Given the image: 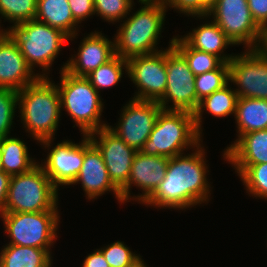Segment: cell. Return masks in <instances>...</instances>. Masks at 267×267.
<instances>
[{
	"label": "cell",
	"instance_id": "obj_1",
	"mask_svg": "<svg viewBox=\"0 0 267 267\" xmlns=\"http://www.w3.org/2000/svg\"><path fill=\"white\" fill-rule=\"evenodd\" d=\"M203 141L193 153L169 158L166 176L155 192L143 203L146 207L186 210L210 201L211 185Z\"/></svg>",
	"mask_w": 267,
	"mask_h": 267
},
{
	"label": "cell",
	"instance_id": "obj_2",
	"mask_svg": "<svg viewBox=\"0 0 267 267\" xmlns=\"http://www.w3.org/2000/svg\"><path fill=\"white\" fill-rule=\"evenodd\" d=\"M140 9L132 15L130 12L119 25L114 35L115 55L129 59L134 56L149 55L158 49L162 28L165 22L166 8L161 0H138ZM143 4V5H142Z\"/></svg>",
	"mask_w": 267,
	"mask_h": 267
},
{
	"label": "cell",
	"instance_id": "obj_3",
	"mask_svg": "<svg viewBox=\"0 0 267 267\" xmlns=\"http://www.w3.org/2000/svg\"><path fill=\"white\" fill-rule=\"evenodd\" d=\"M18 109L25 132L34 140L56 139L61 117L57 85L49 77H39L18 91Z\"/></svg>",
	"mask_w": 267,
	"mask_h": 267
},
{
	"label": "cell",
	"instance_id": "obj_4",
	"mask_svg": "<svg viewBox=\"0 0 267 267\" xmlns=\"http://www.w3.org/2000/svg\"><path fill=\"white\" fill-rule=\"evenodd\" d=\"M202 138L196 129L194 114L162 109L140 151L145 155L172 158L195 148Z\"/></svg>",
	"mask_w": 267,
	"mask_h": 267
},
{
	"label": "cell",
	"instance_id": "obj_5",
	"mask_svg": "<svg viewBox=\"0 0 267 267\" xmlns=\"http://www.w3.org/2000/svg\"><path fill=\"white\" fill-rule=\"evenodd\" d=\"M60 73V83L57 88L60 94L61 110L79 127L81 134H89L107 127L102 121L104 102L99 92L91 85L86 77L71 75L65 70Z\"/></svg>",
	"mask_w": 267,
	"mask_h": 267
},
{
	"label": "cell",
	"instance_id": "obj_6",
	"mask_svg": "<svg viewBox=\"0 0 267 267\" xmlns=\"http://www.w3.org/2000/svg\"><path fill=\"white\" fill-rule=\"evenodd\" d=\"M8 33L17 42L27 64L35 71L40 67V77H48L54 60L60 54L69 36L62 30L37 20L22 22L7 28ZM48 71V72H47Z\"/></svg>",
	"mask_w": 267,
	"mask_h": 267
},
{
	"label": "cell",
	"instance_id": "obj_7",
	"mask_svg": "<svg viewBox=\"0 0 267 267\" xmlns=\"http://www.w3.org/2000/svg\"><path fill=\"white\" fill-rule=\"evenodd\" d=\"M58 190L39 162L30 171L10 177L0 213L58 211Z\"/></svg>",
	"mask_w": 267,
	"mask_h": 267
},
{
	"label": "cell",
	"instance_id": "obj_8",
	"mask_svg": "<svg viewBox=\"0 0 267 267\" xmlns=\"http://www.w3.org/2000/svg\"><path fill=\"white\" fill-rule=\"evenodd\" d=\"M8 244L51 249L60 223L59 211L0 213Z\"/></svg>",
	"mask_w": 267,
	"mask_h": 267
},
{
	"label": "cell",
	"instance_id": "obj_9",
	"mask_svg": "<svg viewBox=\"0 0 267 267\" xmlns=\"http://www.w3.org/2000/svg\"><path fill=\"white\" fill-rule=\"evenodd\" d=\"M210 17L235 45L258 48L263 29L253 19L247 0H218L208 16H196L201 20Z\"/></svg>",
	"mask_w": 267,
	"mask_h": 267
},
{
	"label": "cell",
	"instance_id": "obj_10",
	"mask_svg": "<svg viewBox=\"0 0 267 267\" xmlns=\"http://www.w3.org/2000/svg\"><path fill=\"white\" fill-rule=\"evenodd\" d=\"M173 38L166 47L167 86L158 104L164 110L186 111L194 114L197 110L195 75L185 58L172 46ZM169 103L173 104L169 105Z\"/></svg>",
	"mask_w": 267,
	"mask_h": 267
},
{
	"label": "cell",
	"instance_id": "obj_11",
	"mask_svg": "<svg viewBox=\"0 0 267 267\" xmlns=\"http://www.w3.org/2000/svg\"><path fill=\"white\" fill-rule=\"evenodd\" d=\"M127 76L138 90L133 99L158 102L167 86L166 49L127 59Z\"/></svg>",
	"mask_w": 267,
	"mask_h": 267
},
{
	"label": "cell",
	"instance_id": "obj_12",
	"mask_svg": "<svg viewBox=\"0 0 267 267\" xmlns=\"http://www.w3.org/2000/svg\"><path fill=\"white\" fill-rule=\"evenodd\" d=\"M162 110L157 101L133 99L123 106L118 124L107 125L128 146L140 151L153 130Z\"/></svg>",
	"mask_w": 267,
	"mask_h": 267
},
{
	"label": "cell",
	"instance_id": "obj_13",
	"mask_svg": "<svg viewBox=\"0 0 267 267\" xmlns=\"http://www.w3.org/2000/svg\"><path fill=\"white\" fill-rule=\"evenodd\" d=\"M229 65V82L238 97L267 100V59L257 49H245Z\"/></svg>",
	"mask_w": 267,
	"mask_h": 267
},
{
	"label": "cell",
	"instance_id": "obj_14",
	"mask_svg": "<svg viewBox=\"0 0 267 267\" xmlns=\"http://www.w3.org/2000/svg\"><path fill=\"white\" fill-rule=\"evenodd\" d=\"M53 141L54 139H45L39 142L40 145H43L42 148H48L47 157L43 160L44 162L41 160L40 165L58 189L64 185L71 186L84 161L85 135L79 143L72 140H63L61 143L52 146Z\"/></svg>",
	"mask_w": 267,
	"mask_h": 267
},
{
	"label": "cell",
	"instance_id": "obj_15",
	"mask_svg": "<svg viewBox=\"0 0 267 267\" xmlns=\"http://www.w3.org/2000/svg\"><path fill=\"white\" fill-rule=\"evenodd\" d=\"M88 136L101 152L111 182L121 191L127 185L132 161L137 151L128 146L108 126Z\"/></svg>",
	"mask_w": 267,
	"mask_h": 267
},
{
	"label": "cell",
	"instance_id": "obj_16",
	"mask_svg": "<svg viewBox=\"0 0 267 267\" xmlns=\"http://www.w3.org/2000/svg\"><path fill=\"white\" fill-rule=\"evenodd\" d=\"M169 158L145 155L137 151L132 161L127 185L120 191L122 203L131 200L143 204L158 188L166 176ZM142 189L140 194L131 196V188Z\"/></svg>",
	"mask_w": 267,
	"mask_h": 267
},
{
	"label": "cell",
	"instance_id": "obj_17",
	"mask_svg": "<svg viewBox=\"0 0 267 267\" xmlns=\"http://www.w3.org/2000/svg\"><path fill=\"white\" fill-rule=\"evenodd\" d=\"M102 31L91 32L84 36L78 47V52L61 66L71 75L86 77L100 65L107 63L115 56L114 39L111 41Z\"/></svg>",
	"mask_w": 267,
	"mask_h": 267
},
{
	"label": "cell",
	"instance_id": "obj_18",
	"mask_svg": "<svg viewBox=\"0 0 267 267\" xmlns=\"http://www.w3.org/2000/svg\"><path fill=\"white\" fill-rule=\"evenodd\" d=\"M81 183L88 200H94L108 191L113 192L115 199L122 204L120 191L111 182L103 157L98 148L85 135V156L78 176L72 183Z\"/></svg>",
	"mask_w": 267,
	"mask_h": 267
},
{
	"label": "cell",
	"instance_id": "obj_19",
	"mask_svg": "<svg viewBox=\"0 0 267 267\" xmlns=\"http://www.w3.org/2000/svg\"><path fill=\"white\" fill-rule=\"evenodd\" d=\"M27 64L17 42L7 32L0 39V88L20 91L39 78Z\"/></svg>",
	"mask_w": 267,
	"mask_h": 267
},
{
	"label": "cell",
	"instance_id": "obj_20",
	"mask_svg": "<svg viewBox=\"0 0 267 267\" xmlns=\"http://www.w3.org/2000/svg\"><path fill=\"white\" fill-rule=\"evenodd\" d=\"M211 21V22H210ZM193 28L187 35L181 36L192 48L213 54L223 62L229 63L236 54H225L230 46H235L220 27L212 20Z\"/></svg>",
	"mask_w": 267,
	"mask_h": 267
},
{
	"label": "cell",
	"instance_id": "obj_21",
	"mask_svg": "<svg viewBox=\"0 0 267 267\" xmlns=\"http://www.w3.org/2000/svg\"><path fill=\"white\" fill-rule=\"evenodd\" d=\"M231 165L267 163V129L243 134L226 152Z\"/></svg>",
	"mask_w": 267,
	"mask_h": 267
},
{
	"label": "cell",
	"instance_id": "obj_22",
	"mask_svg": "<svg viewBox=\"0 0 267 267\" xmlns=\"http://www.w3.org/2000/svg\"><path fill=\"white\" fill-rule=\"evenodd\" d=\"M236 120L237 137L236 140L228 145L223 151L225 152L243 135L248 132H254L267 129V100L260 98H242L238 97L236 103Z\"/></svg>",
	"mask_w": 267,
	"mask_h": 267
},
{
	"label": "cell",
	"instance_id": "obj_23",
	"mask_svg": "<svg viewBox=\"0 0 267 267\" xmlns=\"http://www.w3.org/2000/svg\"><path fill=\"white\" fill-rule=\"evenodd\" d=\"M35 20L62 30L74 40L79 36V23L73 18L68 0H37Z\"/></svg>",
	"mask_w": 267,
	"mask_h": 267
},
{
	"label": "cell",
	"instance_id": "obj_24",
	"mask_svg": "<svg viewBox=\"0 0 267 267\" xmlns=\"http://www.w3.org/2000/svg\"><path fill=\"white\" fill-rule=\"evenodd\" d=\"M230 82L223 88L216 90L209 96L200 101L199 106L194 113L195 126L197 131L202 135V118L204 110L213 117L226 118L236 113L237 93L234 88L230 87Z\"/></svg>",
	"mask_w": 267,
	"mask_h": 267
},
{
	"label": "cell",
	"instance_id": "obj_25",
	"mask_svg": "<svg viewBox=\"0 0 267 267\" xmlns=\"http://www.w3.org/2000/svg\"><path fill=\"white\" fill-rule=\"evenodd\" d=\"M51 251L52 249L5 244L0 251V267H52Z\"/></svg>",
	"mask_w": 267,
	"mask_h": 267
},
{
	"label": "cell",
	"instance_id": "obj_26",
	"mask_svg": "<svg viewBox=\"0 0 267 267\" xmlns=\"http://www.w3.org/2000/svg\"><path fill=\"white\" fill-rule=\"evenodd\" d=\"M2 170L10 176L26 173L35 167L36 162L28 152V146L18 137L0 139Z\"/></svg>",
	"mask_w": 267,
	"mask_h": 267
},
{
	"label": "cell",
	"instance_id": "obj_27",
	"mask_svg": "<svg viewBox=\"0 0 267 267\" xmlns=\"http://www.w3.org/2000/svg\"><path fill=\"white\" fill-rule=\"evenodd\" d=\"M172 46L185 58L195 76L218 69L224 63L213 54L192 48L179 34L174 36Z\"/></svg>",
	"mask_w": 267,
	"mask_h": 267
},
{
	"label": "cell",
	"instance_id": "obj_28",
	"mask_svg": "<svg viewBox=\"0 0 267 267\" xmlns=\"http://www.w3.org/2000/svg\"><path fill=\"white\" fill-rule=\"evenodd\" d=\"M252 197L267 200V163L231 165Z\"/></svg>",
	"mask_w": 267,
	"mask_h": 267
},
{
	"label": "cell",
	"instance_id": "obj_29",
	"mask_svg": "<svg viewBox=\"0 0 267 267\" xmlns=\"http://www.w3.org/2000/svg\"><path fill=\"white\" fill-rule=\"evenodd\" d=\"M127 75V60L115 55L107 63L100 65L96 70L86 76L91 85L98 91L115 86Z\"/></svg>",
	"mask_w": 267,
	"mask_h": 267
},
{
	"label": "cell",
	"instance_id": "obj_30",
	"mask_svg": "<svg viewBox=\"0 0 267 267\" xmlns=\"http://www.w3.org/2000/svg\"><path fill=\"white\" fill-rule=\"evenodd\" d=\"M197 108L201 100L229 83V65L224 62L218 69L195 76Z\"/></svg>",
	"mask_w": 267,
	"mask_h": 267
},
{
	"label": "cell",
	"instance_id": "obj_31",
	"mask_svg": "<svg viewBox=\"0 0 267 267\" xmlns=\"http://www.w3.org/2000/svg\"><path fill=\"white\" fill-rule=\"evenodd\" d=\"M36 12L37 0H0V16L12 23L10 27L34 20Z\"/></svg>",
	"mask_w": 267,
	"mask_h": 267
},
{
	"label": "cell",
	"instance_id": "obj_32",
	"mask_svg": "<svg viewBox=\"0 0 267 267\" xmlns=\"http://www.w3.org/2000/svg\"><path fill=\"white\" fill-rule=\"evenodd\" d=\"M134 0H94V11L109 23L122 22L135 6Z\"/></svg>",
	"mask_w": 267,
	"mask_h": 267
},
{
	"label": "cell",
	"instance_id": "obj_33",
	"mask_svg": "<svg viewBox=\"0 0 267 267\" xmlns=\"http://www.w3.org/2000/svg\"><path fill=\"white\" fill-rule=\"evenodd\" d=\"M17 105L18 92L10 88H0V139L11 136Z\"/></svg>",
	"mask_w": 267,
	"mask_h": 267
},
{
	"label": "cell",
	"instance_id": "obj_34",
	"mask_svg": "<svg viewBox=\"0 0 267 267\" xmlns=\"http://www.w3.org/2000/svg\"><path fill=\"white\" fill-rule=\"evenodd\" d=\"M99 250L110 267H126L140 256V254L132 252L123 241L113 242Z\"/></svg>",
	"mask_w": 267,
	"mask_h": 267
},
{
	"label": "cell",
	"instance_id": "obj_35",
	"mask_svg": "<svg viewBox=\"0 0 267 267\" xmlns=\"http://www.w3.org/2000/svg\"><path fill=\"white\" fill-rule=\"evenodd\" d=\"M164 7L174 9L178 13H182L188 17L208 16L210 8L203 0H161Z\"/></svg>",
	"mask_w": 267,
	"mask_h": 267
},
{
	"label": "cell",
	"instance_id": "obj_36",
	"mask_svg": "<svg viewBox=\"0 0 267 267\" xmlns=\"http://www.w3.org/2000/svg\"><path fill=\"white\" fill-rule=\"evenodd\" d=\"M73 18L81 24L86 18L95 15L94 0H68Z\"/></svg>",
	"mask_w": 267,
	"mask_h": 267
},
{
	"label": "cell",
	"instance_id": "obj_37",
	"mask_svg": "<svg viewBox=\"0 0 267 267\" xmlns=\"http://www.w3.org/2000/svg\"><path fill=\"white\" fill-rule=\"evenodd\" d=\"M251 15L262 28L267 27V0H247Z\"/></svg>",
	"mask_w": 267,
	"mask_h": 267
},
{
	"label": "cell",
	"instance_id": "obj_38",
	"mask_svg": "<svg viewBox=\"0 0 267 267\" xmlns=\"http://www.w3.org/2000/svg\"><path fill=\"white\" fill-rule=\"evenodd\" d=\"M81 267H110V265L104 258L103 253L99 249H95L85 257Z\"/></svg>",
	"mask_w": 267,
	"mask_h": 267
},
{
	"label": "cell",
	"instance_id": "obj_39",
	"mask_svg": "<svg viewBox=\"0 0 267 267\" xmlns=\"http://www.w3.org/2000/svg\"><path fill=\"white\" fill-rule=\"evenodd\" d=\"M10 175L0 170V212L5 206V201L7 198V192L9 189Z\"/></svg>",
	"mask_w": 267,
	"mask_h": 267
},
{
	"label": "cell",
	"instance_id": "obj_40",
	"mask_svg": "<svg viewBox=\"0 0 267 267\" xmlns=\"http://www.w3.org/2000/svg\"><path fill=\"white\" fill-rule=\"evenodd\" d=\"M257 50L267 59V27L263 29Z\"/></svg>",
	"mask_w": 267,
	"mask_h": 267
},
{
	"label": "cell",
	"instance_id": "obj_41",
	"mask_svg": "<svg viewBox=\"0 0 267 267\" xmlns=\"http://www.w3.org/2000/svg\"><path fill=\"white\" fill-rule=\"evenodd\" d=\"M141 257L142 256L140 255L135 261L126 267H148Z\"/></svg>",
	"mask_w": 267,
	"mask_h": 267
},
{
	"label": "cell",
	"instance_id": "obj_42",
	"mask_svg": "<svg viewBox=\"0 0 267 267\" xmlns=\"http://www.w3.org/2000/svg\"><path fill=\"white\" fill-rule=\"evenodd\" d=\"M218 0H203V2L211 9Z\"/></svg>",
	"mask_w": 267,
	"mask_h": 267
},
{
	"label": "cell",
	"instance_id": "obj_43",
	"mask_svg": "<svg viewBox=\"0 0 267 267\" xmlns=\"http://www.w3.org/2000/svg\"><path fill=\"white\" fill-rule=\"evenodd\" d=\"M2 20H0L1 23ZM8 32V30L5 28L3 29L1 24H0V39Z\"/></svg>",
	"mask_w": 267,
	"mask_h": 267
},
{
	"label": "cell",
	"instance_id": "obj_44",
	"mask_svg": "<svg viewBox=\"0 0 267 267\" xmlns=\"http://www.w3.org/2000/svg\"><path fill=\"white\" fill-rule=\"evenodd\" d=\"M0 170H2V165H1V146H0Z\"/></svg>",
	"mask_w": 267,
	"mask_h": 267
}]
</instances>
